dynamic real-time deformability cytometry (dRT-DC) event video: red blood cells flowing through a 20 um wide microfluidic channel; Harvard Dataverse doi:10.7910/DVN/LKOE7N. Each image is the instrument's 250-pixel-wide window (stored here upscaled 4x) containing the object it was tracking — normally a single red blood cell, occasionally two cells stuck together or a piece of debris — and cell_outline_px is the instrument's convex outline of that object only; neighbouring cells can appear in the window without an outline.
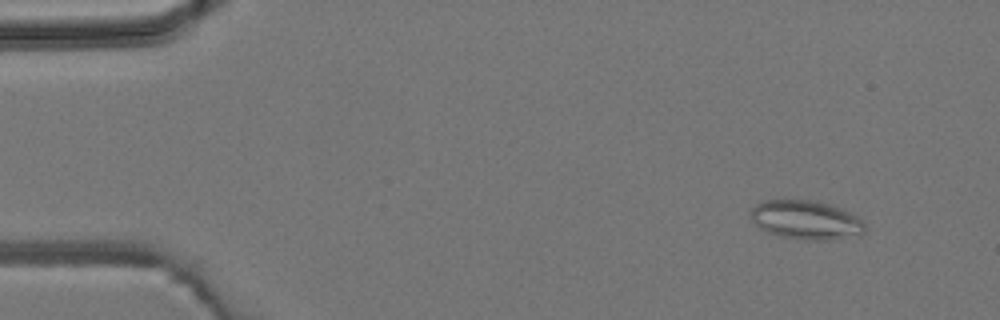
{"species": "common noctule bat (a hibernating species)", "species_latin": "Nyctalus noctula", "temperature_condition": "room temperature", "stored_images_in_passage": 6, "camera_frame_rate_fps": 3000, "um_per_image_px": 0.085, "animal": {"sex": "male", "body_mass_g": 19.2, "forearm_length_mm": 51.8}, "frame": {"image": 1, "passage_image": 2, "time_ms": 1.333, "image_size_px": [1000, 320], "cell_outline_px": [[864, 232], [860, 236], [828, 240], [808, 240], [780, 236], [768, 232], [760, 228], [752, 220], [748, 212], [760, 200], [816, 200], [840, 208], [856, 216], [864, 224]], "centroid_in_image_um": [68.48, 18.69], "position_along_channel_um": 16.5, "area_um2": 26.01}}